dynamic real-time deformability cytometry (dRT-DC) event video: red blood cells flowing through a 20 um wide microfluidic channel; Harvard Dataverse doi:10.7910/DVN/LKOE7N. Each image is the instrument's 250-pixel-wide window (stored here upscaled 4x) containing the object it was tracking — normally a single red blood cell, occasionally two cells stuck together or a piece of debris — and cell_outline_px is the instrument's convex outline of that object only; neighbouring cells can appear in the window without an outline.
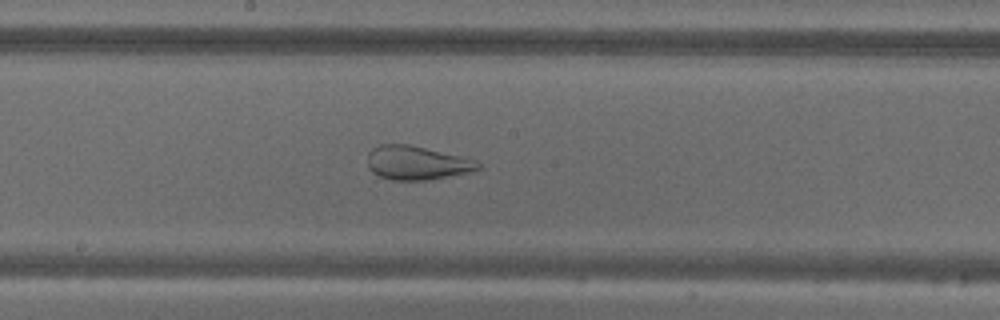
{"species": "common noctule bat (a hibernating species)", "species_latin": "Nyctalus noctula", "temperature_condition": "warm", "stored_images_in_passage": 34, "camera_frame_rate_fps": 3000, "um_per_image_px": 0.085, "animal": {"sex": "male", "body_mass_g": 18.8}, "frame": {"image": 1, "passage_image": 29, "time_ms": 9.333, "image_size_px": [1000, 320], "cell_outline_px": [[484, 168], [472, 172], [428, 180], [392, 180], [380, 176], [372, 172], [368, 168], [368, 152], [372, 148], [380, 144], [408, 144], [464, 156], [480, 164]], "centroid_in_image_um": [35.45, 13.84], "position_along_channel_um": 212.8, "area_um2": 22.02}}